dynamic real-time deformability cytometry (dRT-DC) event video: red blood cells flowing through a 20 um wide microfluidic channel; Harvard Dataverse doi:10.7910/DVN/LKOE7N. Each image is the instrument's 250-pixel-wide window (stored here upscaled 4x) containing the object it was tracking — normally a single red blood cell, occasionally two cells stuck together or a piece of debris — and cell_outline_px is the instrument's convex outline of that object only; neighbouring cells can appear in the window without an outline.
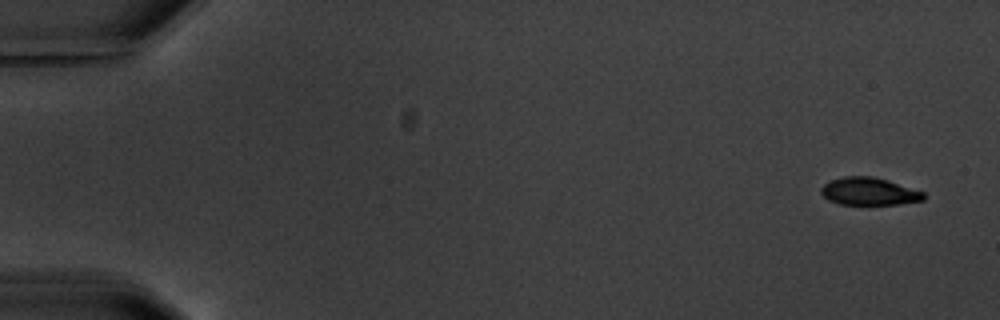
{"species": "common noctule bat (a hibernating species)", "species_latin": "Nyctalus noctula", "temperature_condition": "warm", "stored_images_in_passage": 5, "camera_frame_rate_fps": 3000, "um_per_image_px": 0.085, "animal": {"sex": "male", "body_mass_g": 20.1, "forearm_length_mm": 53.5}, "frame": {"image": 1, "passage_image": 1, "time_ms": 0.0, "image_size_px": [1000, 320], "cell_outline_px": [[924, 200], [896, 204], [840, 204], [828, 200], [820, 192], [820, 188], [824, 184], [832, 180], [844, 176], [872, 176], [888, 180], [924, 192]], "centroid_in_image_um": [73.85, 16.26], "position_along_channel_um": 11.1, "area_um2": 16.36}}
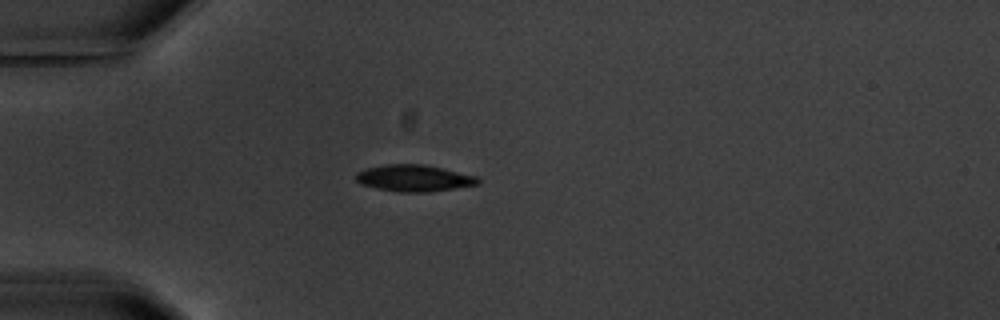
{"frame": {"image": 2, "passage_image": 5, "time_ms": 4.667, "image_size_px": [1000, 320], "cell_outline_px": [[480, 184], [428, 192], [400, 192], [376, 188], [360, 184], [356, 180], [356, 172], [368, 168], [388, 164], [424, 164], [476, 176], [480, 180]], "centroid_in_image_um": [35.18, 15.14], "position_along_channel_um": 49.8, "area_um2": 18.79}}